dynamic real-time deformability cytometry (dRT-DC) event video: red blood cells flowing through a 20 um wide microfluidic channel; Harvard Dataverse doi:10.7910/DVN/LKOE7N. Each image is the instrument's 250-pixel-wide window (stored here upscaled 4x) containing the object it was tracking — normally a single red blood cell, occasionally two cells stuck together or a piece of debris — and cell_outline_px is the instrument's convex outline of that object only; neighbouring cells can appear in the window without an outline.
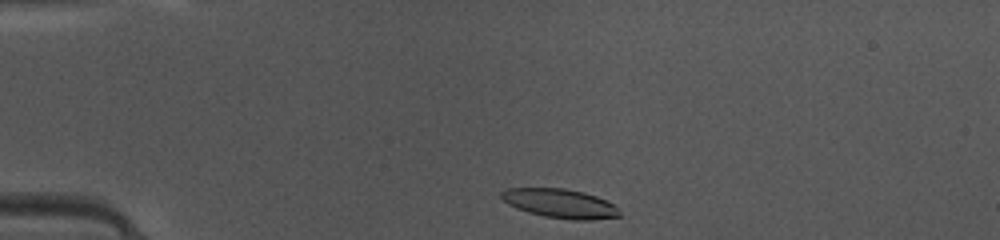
{"species": "common noctule bat (a hibernating species)", "species_latin": "Nyctalus noctula", "temperature_condition": "warm", "stored_images_in_passage": 38, "camera_frame_rate_fps": 3000, "um_per_image_px": 0.085, "animal": {"sex": "female", "body_mass_g": 10.0, "forearm_length_mm": 53.1}, "frame": {"image": 1, "passage_image": 1, "time_ms": 0.0, "image_size_px": [1000, 240], "cell_outline_px": [[620, 216], [592, 220], [572, 220], [544, 216], [528, 212], [516, 208], [508, 204], [500, 196], [500, 192], [508, 188], [564, 188], [584, 192], [596, 196], [612, 204], [620, 212]], "centroid_in_image_um": [47.58, 17.29], "position_along_channel_um": 37.4, "area_um2": 19.94}}
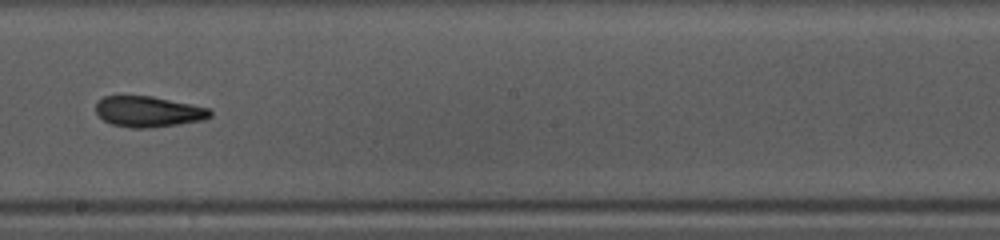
{"frame": {"image": 2, "passage_image": 18, "time_ms": 5.667, "image_size_px": [1000, 240], "cell_outline_px": [[212, 116], [200, 120], [152, 128], [132, 128], [112, 124], [104, 120], [96, 112], [96, 100], [104, 96], [152, 96], [192, 104], [208, 108], [212, 112]], "centroid_in_image_um": [12.58, 9.48], "position_along_channel_um": 235.6, "area_um2": 20.4}}
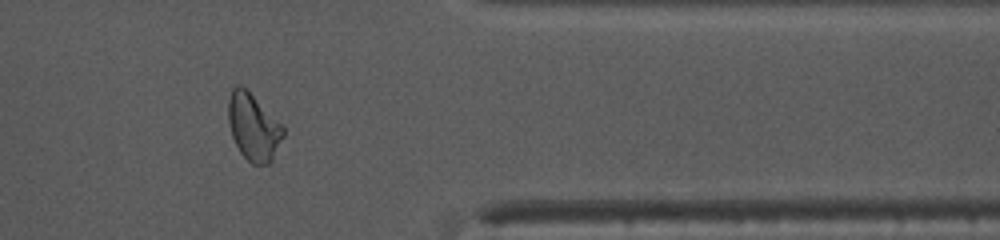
{"frame": {"image": 3, "passage_image": 30, "time_ms": 9.667, "image_size_px": [1000, 240], "cell_outline_px": [[284, 136], [272, 160], [268, 164], [252, 164], [240, 152], [232, 136], [228, 120], [228, 100], [232, 88], [236, 84], [240, 84], [284, 124]], "centroid_in_image_um": [21.55, 10.78], "position_along_channel_um": 389.8, "area_um2": 21.5}, "authors_computed_cell_mechanics": {"area_um2": 20.8947, "velocity_mm_per_s": 4.153, "shape_relaxation_time_tau1_ms": 8.0697, "shape_relaxation_time_tau2_ms": 1.9978, "deformation_change_tau1": 0.2321, "deformation_change_tau2": 0.0899}}